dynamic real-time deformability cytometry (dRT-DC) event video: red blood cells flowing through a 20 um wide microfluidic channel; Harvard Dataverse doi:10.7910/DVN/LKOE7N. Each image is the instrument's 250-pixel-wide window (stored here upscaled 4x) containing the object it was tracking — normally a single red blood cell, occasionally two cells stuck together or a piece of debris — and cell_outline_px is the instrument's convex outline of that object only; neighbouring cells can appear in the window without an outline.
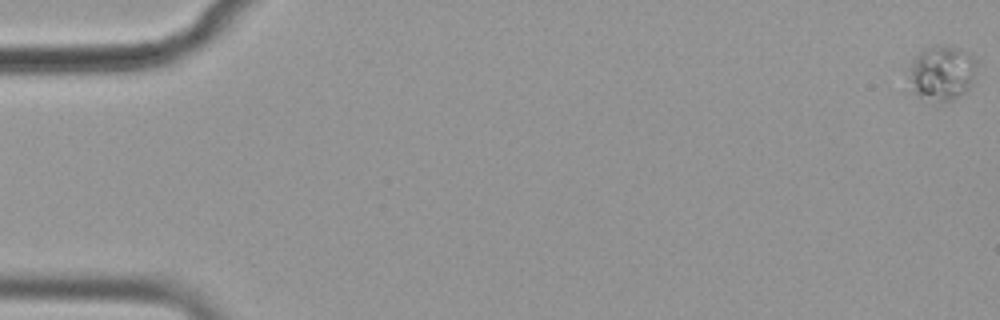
{"species": "common noctule bat (a hibernating species)", "species_latin": "Nyctalus noctula", "temperature_condition": "cold", "stored_images_in_passage": 58, "camera_frame_rate_fps": 3000, "um_per_image_px": 0.085, "animal": {"sex": "female", "body_mass_g": 19.9}, "frame": {"image": 1, "passage_image": 1, "time_ms": 0.0, "image_size_px": [1000, 320], "cell_outline_px": [[976, 64], [972, 84], [968, 92], [944, 104], [940, 104], [916, 96], [912, 92], [904, 68], [924, 48], [940, 44], [956, 48], [968, 52], [976, 60]], "centroid_in_image_um": [79.98, 6.25], "position_along_channel_um": 5.0, "area_um2": 22.77}}
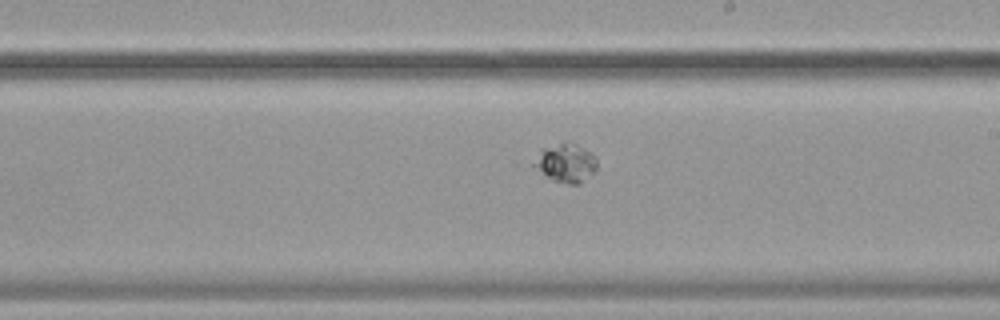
{"frame": {"image": 2, "passage_image": 34, "time_ms": 11.0, "image_size_px": [1000, 320], "cell_outline_px": [[596, 168], [580, 184], [568, 184], [552, 180], [532, 168], [532, 164], [540, 148], [560, 144], [576, 144], [584, 148], [596, 156]], "centroid_in_image_um": [48.04, 13.87], "position_along_channel_um": 241.0, "area_um2": 14.1}}
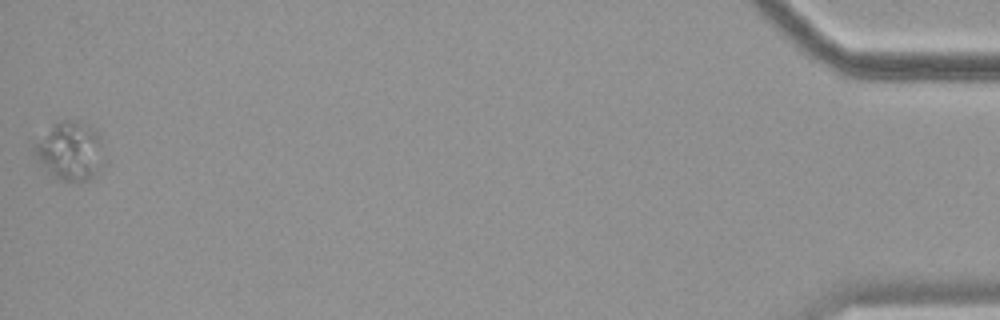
{"frame": {"image": 3, "passage_image": 58, "time_ms": 19.0, "image_size_px": [1000, 320], "cell_outline_px": [[108, 160], [96, 176], [80, 184], [60, 180], [52, 176], [32, 152], [36, 144], [52, 124], [64, 120], [80, 120], [96, 128], [100, 132], [104, 144]], "centroid_in_image_um": [6.11, 12.86], "position_along_channel_um": 429.1, "area_um2": 24.97}}